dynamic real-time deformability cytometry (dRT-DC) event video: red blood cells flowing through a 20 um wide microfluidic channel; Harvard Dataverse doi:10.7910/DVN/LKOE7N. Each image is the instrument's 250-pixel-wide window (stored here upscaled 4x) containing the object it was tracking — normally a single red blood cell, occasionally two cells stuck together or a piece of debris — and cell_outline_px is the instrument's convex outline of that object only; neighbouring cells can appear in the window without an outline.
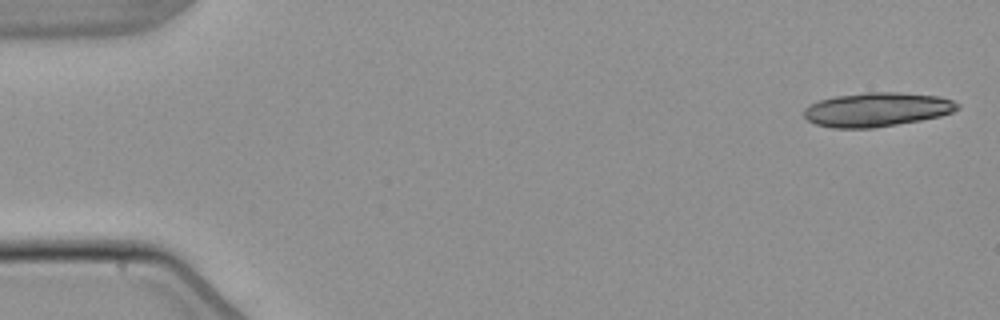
{"species": "common noctule bat (a hibernating species)", "species_latin": "Nyctalus noctula", "temperature_condition": "warm", "stored_images_in_passage": 4, "camera_frame_rate_fps": 3000, "um_per_image_px": 0.085, "animal": {"sex": "male", "body_mass_g": 21.5, "forearm_length_mm": 52.0}, "frame": {"image": 1, "passage_image": 1, "time_ms": 0.0, "image_size_px": [1000, 320], "cell_outline_px": [[960, 108], [952, 112], [940, 116], [920, 120], [876, 128], [832, 128], [816, 124], [808, 120], [804, 116], [804, 108], [808, 104], [820, 100], [836, 96], [864, 92], [896, 92], [940, 96], [952, 100], [960, 104]], "centroid_in_image_um": [74.54, 9.31], "position_along_channel_um": 10.5, "area_um2": 30.63}}